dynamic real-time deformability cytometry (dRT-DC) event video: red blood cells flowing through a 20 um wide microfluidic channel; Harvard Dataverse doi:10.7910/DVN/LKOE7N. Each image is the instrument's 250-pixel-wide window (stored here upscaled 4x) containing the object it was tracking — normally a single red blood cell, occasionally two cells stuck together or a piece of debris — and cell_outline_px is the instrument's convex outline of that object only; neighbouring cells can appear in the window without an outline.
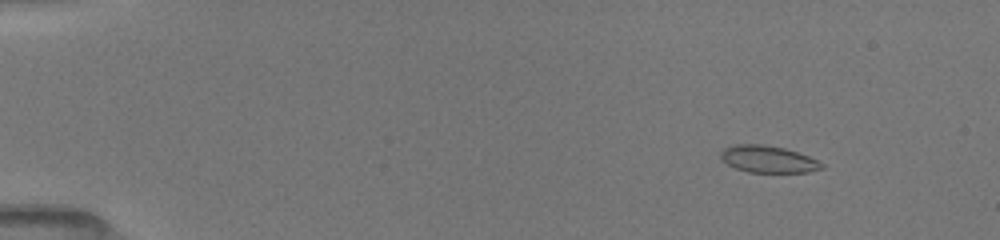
{"species": "common noctule bat (a hibernating species)", "species_latin": "Nyctalus noctula", "temperature_condition": "room temperature", "stored_images_in_passage": 33, "camera_frame_rate_fps": 3000, "um_per_image_px": 0.085, "animal": {"sex": "female", "body_mass_g": 19.5, "forearm_length_mm": 54.1}, "frame": {"image": 1, "passage_image": 5, "time_ms": 1.667, "image_size_px": [1000, 240], "cell_outline_px": [[824, 168], [808, 172], [748, 172], [736, 168], [720, 160], [720, 152], [724, 148], [732, 144], [760, 144], [784, 148], [808, 156], [824, 164]], "centroid_in_image_um": [65.25, 13.53], "position_along_channel_um": 19.8, "area_um2": 15.84}}
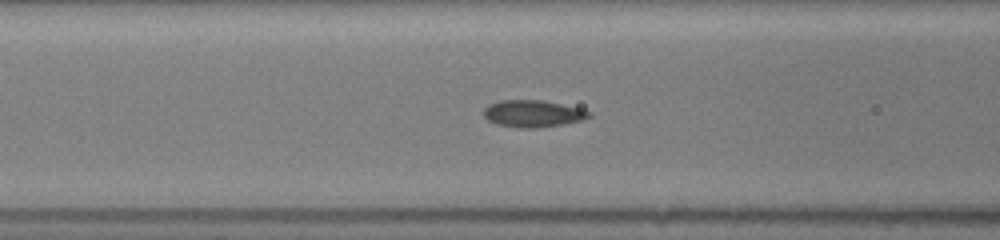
{"frame": {"image": 2, "passage_image": 21, "time_ms": 7.0, "image_size_px": [1000, 240], "cell_outline_px": [[592, 116], [584, 120], [564, 124], [536, 128], [520, 128], [496, 124], [488, 120], [484, 116], [484, 108], [488, 104], [500, 100], [540, 100], [580, 108], [592, 112]], "centroid_in_image_um": [45.31, 9.66], "position_along_channel_um": 121.3, "area_um2": 16.65}}
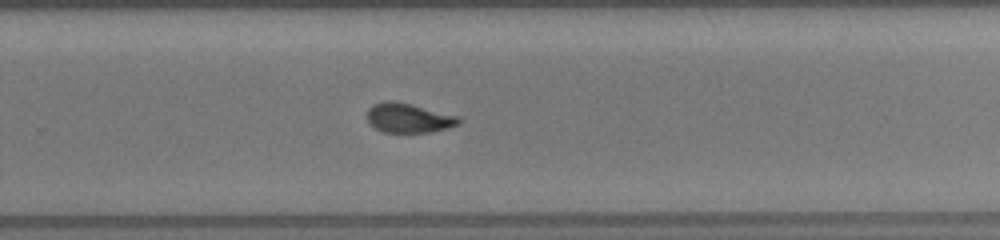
{"frame": {"image": 3, "passage_image": 33, "time_ms": 11.333, "image_size_px": [1000, 240], "cell_outline_px": [[460, 124], [448, 128], [432, 132], [384, 132], [368, 124], [368, 108], [372, 104], [388, 100], [392, 100], [412, 104], [460, 116]], "centroid_in_image_um": [34.74, 10.02], "position_along_channel_um": 295.1, "area_um2": 15.9}}